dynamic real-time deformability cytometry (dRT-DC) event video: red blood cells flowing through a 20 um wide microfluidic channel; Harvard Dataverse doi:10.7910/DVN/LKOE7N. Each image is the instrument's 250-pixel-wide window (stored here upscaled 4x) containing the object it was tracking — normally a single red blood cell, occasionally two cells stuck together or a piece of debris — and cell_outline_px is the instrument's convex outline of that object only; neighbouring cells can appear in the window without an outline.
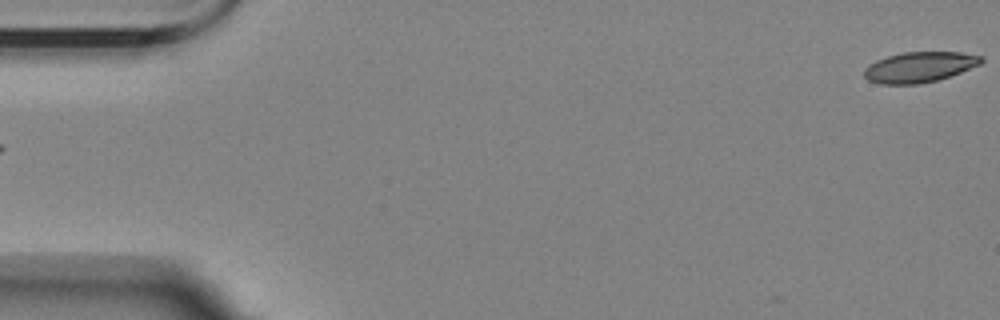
{"species": "Egyptian fruit bat (a non-hibernating species)", "species_latin": "Rousettus aegyptiacus", "temperature_condition": "room temperature", "stored_images_in_passage": 2, "segment_of_instrument_passage": [2, 2], "camera_frame_rate_fps": 3000, "um_per_image_px": 0.085, "animal": {"sex": "female"}, "frame": {"image": 1, "passage_image": 2, "time_ms": 2.0, "image_size_px": [1000, 320], "cell_outline_px": [[984, 60], [980, 64], [960, 72], [936, 80], [916, 84], [880, 84], [868, 80], [864, 76], [864, 68], [868, 64], [876, 60], [888, 56], [904, 52], [960, 52], [984, 56]], "centroid_in_image_um": [78.13, 5.69], "position_along_channel_um": 6.9, "area_um2": 20.69}}